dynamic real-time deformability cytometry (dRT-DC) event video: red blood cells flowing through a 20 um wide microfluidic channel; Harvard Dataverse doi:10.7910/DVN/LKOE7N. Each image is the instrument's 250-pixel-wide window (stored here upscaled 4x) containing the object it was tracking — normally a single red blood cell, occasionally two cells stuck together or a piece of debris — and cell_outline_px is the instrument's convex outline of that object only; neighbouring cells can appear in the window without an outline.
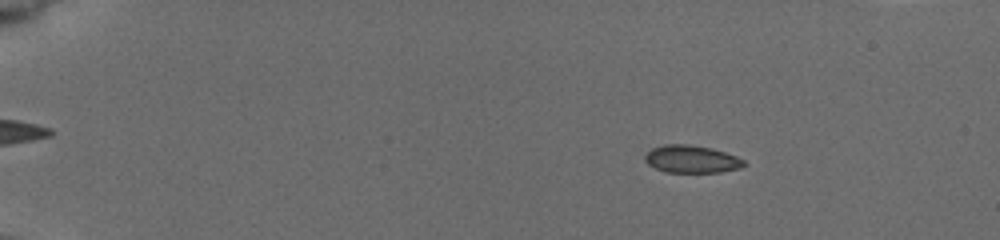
{"species": "common noctule bat (a hibernating species)", "species_latin": "Nyctalus noctula", "temperature_condition": "cold", "stored_images_in_passage": 75, "camera_frame_rate_fps": 3000, "um_per_image_px": 0.085, "animal": {"sex": "female", "body_mass_g": 19.5, "forearm_length_mm": 54.1}, "frame": {"image": 1, "passage_image": 2, "time_ms": 0.333, "image_size_px": [1000, 240], "cell_outline_px": [[748, 164], [740, 168], [720, 172], [668, 172], [656, 168], [648, 164], [644, 160], [644, 156], [652, 148], [664, 144], [688, 144], [712, 148], [736, 156], [744, 160]], "centroid_in_image_um": [58.8, 13.52], "position_along_channel_um": 26.2, "area_um2": 15.9}}
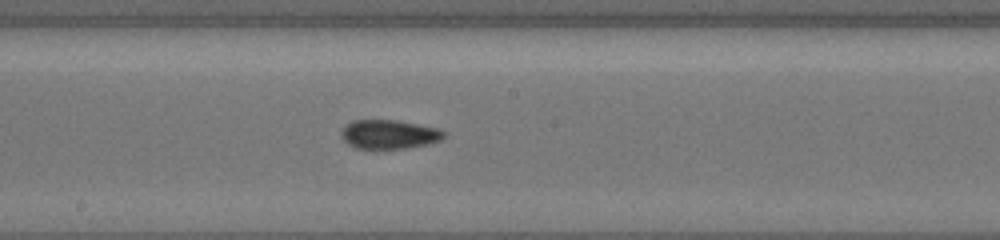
{"frame": {"image": 2, "passage_image": 43, "time_ms": 8.0, "image_size_px": [1000, 240], "cell_outline_px": [[444, 136], [440, 140], [428, 144], [408, 148], [356, 148], [348, 144], [340, 136], [340, 132], [352, 120], [396, 120], [436, 128], [444, 132]], "centroid_in_image_um": [33.04, 11.42], "position_along_channel_um": 215.2, "area_um2": 17.11}}
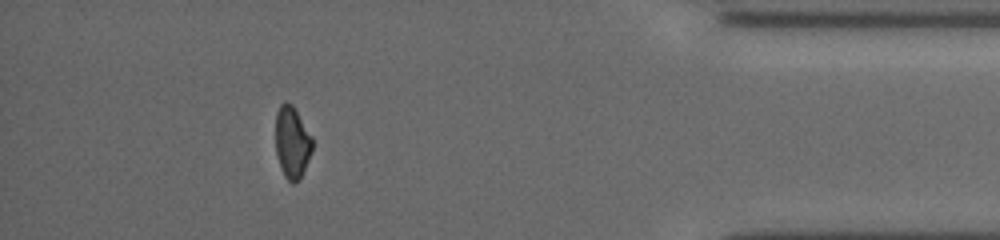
{"frame": {"image": 3, "passage_image": 74, "time_ms": 14.0, "image_size_px": [1000, 240], "cell_outline_px": [[312, 152], [300, 180], [292, 184], [284, 176], [280, 168], [276, 152], [276, 112], [280, 104], [292, 104], [312, 136]], "centroid_in_image_um": [24.83, 12.14], "position_along_channel_um": 410.4, "area_um2": 15.43}, "authors_computed_cell_mechanics": {"area_um2": 16.2996, "velocity_mm_per_s": 3.88, "shape_relaxation_time_tau1_ms": 7.7251, "shape_relaxation_time_tau2_ms": 2.2887, "deformation_change_tau1": 0.1556, "deformation_change_tau2": 0.0697}}